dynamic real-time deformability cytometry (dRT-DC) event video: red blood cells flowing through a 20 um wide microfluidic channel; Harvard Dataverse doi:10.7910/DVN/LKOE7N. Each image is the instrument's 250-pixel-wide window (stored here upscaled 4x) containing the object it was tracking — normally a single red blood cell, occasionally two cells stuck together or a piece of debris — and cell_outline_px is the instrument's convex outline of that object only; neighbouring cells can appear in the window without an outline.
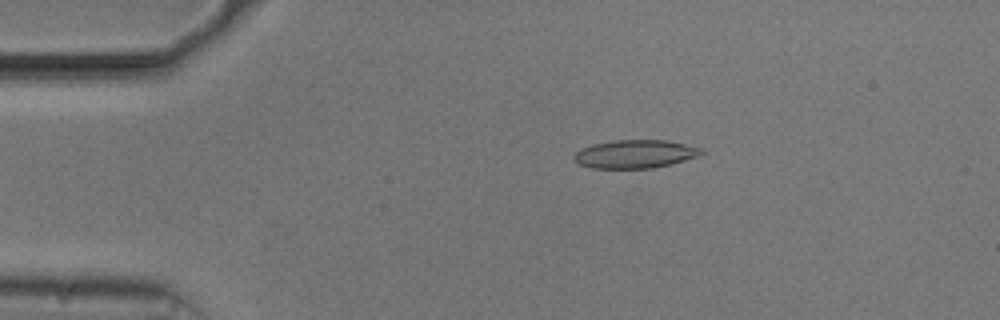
{"species": "common noctule bat (a hibernating species)", "species_latin": "Nyctalus noctula", "temperature_condition": "cold", "stored_images_in_passage": 45, "camera_frame_rate_fps": 3000, "um_per_image_px": 0.085, "animal": {"sex": "male", "body_mass_g": 20.5, "forearm_length_mm": 52.5}, "frame": {"image": 1, "passage_image": 2, "time_ms": 0.333, "image_size_px": [1000, 320], "cell_outline_px": [[704, 152], [700, 156], [652, 168], [592, 168], [580, 164], [572, 156], [580, 148], [592, 144], [612, 140], [664, 140], [704, 148]], "centroid_in_image_um": [53.98, 13.08], "position_along_channel_um": 31.0, "area_um2": 20.92}}
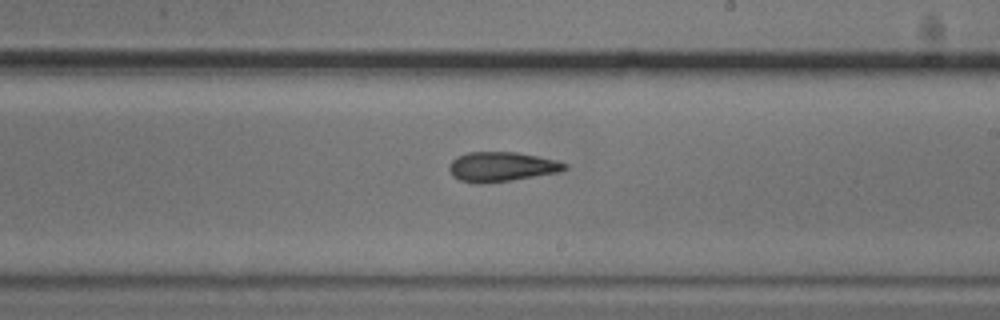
{"frame": {"image": 2, "passage_image": 23, "time_ms": 7.333, "image_size_px": [1000, 320], "cell_outline_px": [[568, 168], [560, 172], [512, 180], [480, 184], [476, 184], [460, 180], [452, 176], [448, 168], [448, 164], [456, 156], [468, 152], [516, 152], [556, 160], [568, 164]], "centroid_in_image_um": [42.61, 14.18], "position_along_channel_um": 246.4, "area_um2": 20.11}}
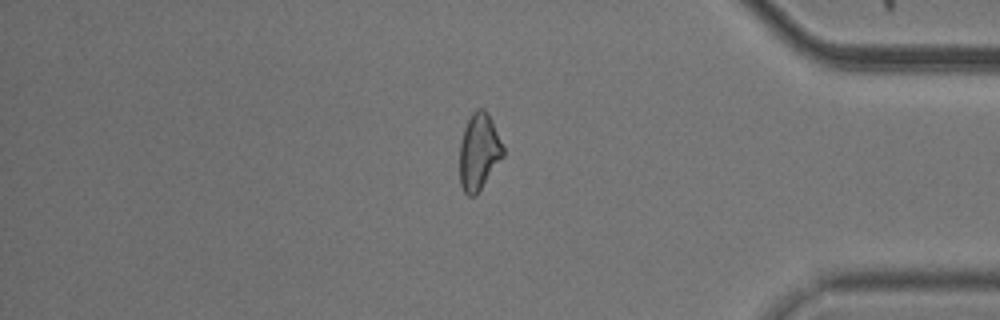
{"frame": {"image": 3, "passage_image": 37, "time_ms": 12.0, "image_size_px": [1000, 320], "cell_outline_px": [[504, 156], [476, 196], [468, 196], [464, 192], [460, 184], [460, 144], [464, 128], [472, 112], [476, 108], [484, 108], [488, 112], [492, 120], [504, 148]], "centroid_in_image_um": [40.71, 12.9], "position_along_channel_um": 394.5, "area_um2": 19.54}, "authors_computed_cell_mechanics": {"area_um2": 20.4034, "velocity_mm_per_s": 3.7504, "shape_relaxation_time_tau1_ms": 8.5809, "shape_relaxation_time_tau2_ms": 3.2962, "deformation_change_tau1": 0.1469, "deformation_change_tau2": 0.1107}}